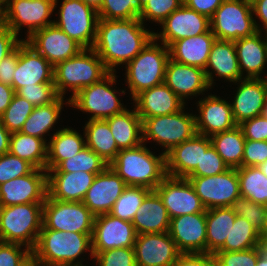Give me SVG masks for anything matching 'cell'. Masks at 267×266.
<instances>
[{"label": "cell", "instance_id": "63", "mask_svg": "<svg viewBox=\"0 0 267 266\" xmlns=\"http://www.w3.org/2000/svg\"><path fill=\"white\" fill-rule=\"evenodd\" d=\"M82 1L85 2L87 5L93 7L97 11L100 9L103 2V0H82Z\"/></svg>", "mask_w": 267, "mask_h": 266}, {"label": "cell", "instance_id": "33", "mask_svg": "<svg viewBox=\"0 0 267 266\" xmlns=\"http://www.w3.org/2000/svg\"><path fill=\"white\" fill-rule=\"evenodd\" d=\"M119 150L133 148L143 143L142 119L134 110L125 109L122 113L106 119Z\"/></svg>", "mask_w": 267, "mask_h": 266}, {"label": "cell", "instance_id": "35", "mask_svg": "<svg viewBox=\"0 0 267 266\" xmlns=\"http://www.w3.org/2000/svg\"><path fill=\"white\" fill-rule=\"evenodd\" d=\"M236 214L231 207H215L206 210V253L215 254L229 237Z\"/></svg>", "mask_w": 267, "mask_h": 266}, {"label": "cell", "instance_id": "8", "mask_svg": "<svg viewBox=\"0 0 267 266\" xmlns=\"http://www.w3.org/2000/svg\"><path fill=\"white\" fill-rule=\"evenodd\" d=\"M143 143L153 140L165 147L164 154L197 134L196 118L192 113L180 110L176 113L142 120Z\"/></svg>", "mask_w": 267, "mask_h": 266}, {"label": "cell", "instance_id": "10", "mask_svg": "<svg viewBox=\"0 0 267 266\" xmlns=\"http://www.w3.org/2000/svg\"><path fill=\"white\" fill-rule=\"evenodd\" d=\"M54 25L78 42L92 48L96 39L98 11L82 0H63Z\"/></svg>", "mask_w": 267, "mask_h": 266}, {"label": "cell", "instance_id": "64", "mask_svg": "<svg viewBox=\"0 0 267 266\" xmlns=\"http://www.w3.org/2000/svg\"><path fill=\"white\" fill-rule=\"evenodd\" d=\"M256 266H267V254L263 250L258 255V261Z\"/></svg>", "mask_w": 267, "mask_h": 266}, {"label": "cell", "instance_id": "15", "mask_svg": "<svg viewBox=\"0 0 267 266\" xmlns=\"http://www.w3.org/2000/svg\"><path fill=\"white\" fill-rule=\"evenodd\" d=\"M137 232L132 222L116 218L111 214L95 216L92 252H102L115 248H134Z\"/></svg>", "mask_w": 267, "mask_h": 266}, {"label": "cell", "instance_id": "18", "mask_svg": "<svg viewBox=\"0 0 267 266\" xmlns=\"http://www.w3.org/2000/svg\"><path fill=\"white\" fill-rule=\"evenodd\" d=\"M47 197V171L35 168L0 185V206L44 202Z\"/></svg>", "mask_w": 267, "mask_h": 266}, {"label": "cell", "instance_id": "39", "mask_svg": "<svg viewBox=\"0 0 267 266\" xmlns=\"http://www.w3.org/2000/svg\"><path fill=\"white\" fill-rule=\"evenodd\" d=\"M63 106L64 97L59 96L50 104L34 107L20 132L47 141L44 136L58 121Z\"/></svg>", "mask_w": 267, "mask_h": 266}, {"label": "cell", "instance_id": "3", "mask_svg": "<svg viewBox=\"0 0 267 266\" xmlns=\"http://www.w3.org/2000/svg\"><path fill=\"white\" fill-rule=\"evenodd\" d=\"M145 144L122 149L109 164L127 186H142L155 190L167 176L165 154L154 155Z\"/></svg>", "mask_w": 267, "mask_h": 266}, {"label": "cell", "instance_id": "9", "mask_svg": "<svg viewBox=\"0 0 267 266\" xmlns=\"http://www.w3.org/2000/svg\"><path fill=\"white\" fill-rule=\"evenodd\" d=\"M116 77V72H109L100 81L79 91L69 100V105L82 112L91 113L90 120H106L113 115L122 113L127 108L118 99L116 92L123 93L122 95L126 92L121 90L120 93L111 88L116 82Z\"/></svg>", "mask_w": 267, "mask_h": 266}, {"label": "cell", "instance_id": "49", "mask_svg": "<svg viewBox=\"0 0 267 266\" xmlns=\"http://www.w3.org/2000/svg\"><path fill=\"white\" fill-rule=\"evenodd\" d=\"M35 167L28 161L12 155L10 152L0 156V185L18 178L23 175L30 174Z\"/></svg>", "mask_w": 267, "mask_h": 266}, {"label": "cell", "instance_id": "26", "mask_svg": "<svg viewBox=\"0 0 267 266\" xmlns=\"http://www.w3.org/2000/svg\"><path fill=\"white\" fill-rule=\"evenodd\" d=\"M164 83L183 101L211 89L205 70L168 60ZM198 94V95H197Z\"/></svg>", "mask_w": 267, "mask_h": 266}, {"label": "cell", "instance_id": "57", "mask_svg": "<svg viewBox=\"0 0 267 266\" xmlns=\"http://www.w3.org/2000/svg\"><path fill=\"white\" fill-rule=\"evenodd\" d=\"M18 62V46L0 62V82L9 86L13 84V75Z\"/></svg>", "mask_w": 267, "mask_h": 266}, {"label": "cell", "instance_id": "22", "mask_svg": "<svg viewBox=\"0 0 267 266\" xmlns=\"http://www.w3.org/2000/svg\"><path fill=\"white\" fill-rule=\"evenodd\" d=\"M168 233L181 253H206V212L170 219Z\"/></svg>", "mask_w": 267, "mask_h": 266}, {"label": "cell", "instance_id": "60", "mask_svg": "<svg viewBox=\"0 0 267 266\" xmlns=\"http://www.w3.org/2000/svg\"><path fill=\"white\" fill-rule=\"evenodd\" d=\"M253 15L262 23L261 32L267 33V0H251ZM265 31H262V30Z\"/></svg>", "mask_w": 267, "mask_h": 266}, {"label": "cell", "instance_id": "71", "mask_svg": "<svg viewBox=\"0 0 267 266\" xmlns=\"http://www.w3.org/2000/svg\"><path fill=\"white\" fill-rule=\"evenodd\" d=\"M28 266H37L34 262H31Z\"/></svg>", "mask_w": 267, "mask_h": 266}, {"label": "cell", "instance_id": "65", "mask_svg": "<svg viewBox=\"0 0 267 266\" xmlns=\"http://www.w3.org/2000/svg\"><path fill=\"white\" fill-rule=\"evenodd\" d=\"M6 27L5 10L0 8V31Z\"/></svg>", "mask_w": 267, "mask_h": 266}, {"label": "cell", "instance_id": "24", "mask_svg": "<svg viewBox=\"0 0 267 266\" xmlns=\"http://www.w3.org/2000/svg\"><path fill=\"white\" fill-rule=\"evenodd\" d=\"M199 116L196 118L197 133L211 137L234 128L237 124L232 115L231 103L216 95H208L197 103Z\"/></svg>", "mask_w": 267, "mask_h": 266}, {"label": "cell", "instance_id": "41", "mask_svg": "<svg viewBox=\"0 0 267 266\" xmlns=\"http://www.w3.org/2000/svg\"><path fill=\"white\" fill-rule=\"evenodd\" d=\"M240 195L267 206V178L259 167L237 168Z\"/></svg>", "mask_w": 267, "mask_h": 266}, {"label": "cell", "instance_id": "27", "mask_svg": "<svg viewBox=\"0 0 267 266\" xmlns=\"http://www.w3.org/2000/svg\"><path fill=\"white\" fill-rule=\"evenodd\" d=\"M137 114L145 118L168 115L185 110L183 102L164 82L141 91L134 98Z\"/></svg>", "mask_w": 267, "mask_h": 266}, {"label": "cell", "instance_id": "42", "mask_svg": "<svg viewBox=\"0 0 267 266\" xmlns=\"http://www.w3.org/2000/svg\"><path fill=\"white\" fill-rule=\"evenodd\" d=\"M107 166V163L87 146L72 158L62 161L54 169H46L47 172H87L100 173Z\"/></svg>", "mask_w": 267, "mask_h": 266}, {"label": "cell", "instance_id": "61", "mask_svg": "<svg viewBox=\"0 0 267 266\" xmlns=\"http://www.w3.org/2000/svg\"><path fill=\"white\" fill-rule=\"evenodd\" d=\"M15 94V90L12 86L3 84L0 82V116L5 112L10 105L12 98Z\"/></svg>", "mask_w": 267, "mask_h": 266}, {"label": "cell", "instance_id": "68", "mask_svg": "<svg viewBox=\"0 0 267 266\" xmlns=\"http://www.w3.org/2000/svg\"><path fill=\"white\" fill-rule=\"evenodd\" d=\"M262 240H267V217H266V228L264 232L261 234Z\"/></svg>", "mask_w": 267, "mask_h": 266}, {"label": "cell", "instance_id": "58", "mask_svg": "<svg viewBox=\"0 0 267 266\" xmlns=\"http://www.w3.org/2000/svg\"><path fill=\"white\" fill-rule=\"evenodd\" d=\"M23 41L7 26L0 31V62L11 54Z\"/></svg>", "mask_w": 267, "mask_h": 266}, {"label": "cell", "instance_id": "56", "mask_svg": "<svg viewBox=\"0 0 267 266\" xmlns=\"http://www.w3.org/2000/svg\"><path fill=\"white\" fill-rule=\"evenodd\" d=\"M173 266H217L214 254L181 253Z\"/></svg>", "mask_w": 267, "mask_h": 266}, {"label": "cell", "instance_id": "38", "mask_svg": "<svg viewBox=\"0 0 267 266\" xmlns=\"http://www.w3.org/2000/svg\"><path fill=\"white\" fill-rule=\"evenodd\" d=\"M212 146L222 157L228 168H239L243 166V153L245 138L239 125L234 128L214 134L210 137Z\"/></svg>", "mask_w": 267, "mask_h": 266}, {"label": "cell", "instance_id": "50", "mask_svg": "<svg viewBox=\"0 0 267 266\" xmlns=\"http://www.w3.org/2000/svg\"><path fill=\"white\" fill-rule=\"evenodd\" d=\"M262 245L244 251H217V266H256Z\"/></svg>", "mask_w": 267, "mask_h": 266}, {"label": "cell", "instance_id": "4", "mask_svg": "<svg viewBox=\"0 0 267 266\" xmlns=\"http://www.w3.org/2000/svg\"><path fill=\"white\" fill-rule=\"evenodd\" d=\"M108 73L97 53L92 48H84L77 55L54 66L53 82L60 97H64L68 89L72 91L66 102L69 105V100L79 91L100 81Z\"/></svg>", "mask_w": 267, "mask_h": 266}, {"label": "cell", "instance_id": "40", "mask_svg": "<svg viewBox=\"0 0 267 266\" xmlns=\"http://www.w3.org/2000/svg\"><path fill=\"white\" fill-rule=\"evenodd\" d=\"M263 244L261 234L245 218L237 216L219 251H244Z\"/></svg>", "mask_w": 267, "mask_h": 266}, {"label": "cell", "instance_id": "13", "mask_svg": "<svg viewBox=\"0 0 267 266\" xmlns=\"http://www.w3.org/2000/svg\"><path fill=\"white\" fill-rule=\"evenodd\" d=\"M205 209L231 207L240 197L237 169L228 168L225 172L208 177H187Z\"/></svg>", "mask_w": 267, "mask_h": 266}, {"label": "cell", "instance_id": "66", "mask_svg": "<svg viewBox=\"0 0 267 266\" xmlns=\"http://www.w3.org/2000/svg\"><path fill=\"white\" fill-rule=\"evenodd\" d=\"M258 167L263 172L265 177L267 178V161L262 163V164H260Z\"/></svg>", "mask_w": 267, "mask_h": 266}, {"label": "cell", "instance_id": "5", "mask_svg": "<svg viewBox=\"0 0 267 266\" xmlns=\"http://www.w3.org/2000/svg\"><path fill=\"white\" fill-rule=\"evenodd\" d=\"M43 203L0 206V239L32 251L43 226Z\"/></svg>", "mask_w": 267, "mask_h": 266}, {"label": "cell", "instance_id": "55", "mask_svg": "<svg viewBox=\"0 0 267 266\" xmlns=\"http://www.w3.org/2000/svg\"><path fill=\"white\" fill-rule=\"evenodd\" d=\"M246 140L267 141V118L263 115L239 124Z\"/></svg>", "mask_w": 267, "mask_h": 266}, {"label": "cell", "instance_id": "69", "mask_svg": "<svg viewBox=\"0 0 267 266\" xmlns=\"http://www.w3.org/2000/svg\"><path fill=\"white\" fill-rule=\"evenodd\" d=\"M262 250L267 254V240H262Z\"/></svg>", "mask_w": 267, "mask_h": 266}, {"label": "cell", "instance_id": "25", "mask_svg": "<svg viewBox=\"0 0 267 266\" xmlns=\"http://www.w3.org/2000/svg\"><path fill=\"white\" fill-rule=\"evenodd\" d=\"M212 145L210 137L196 134L189 140L173 147L165 154L166 173L176 178H187L200 166L202 150Z\"/></svg>", "mask_w": 267, "mask_h": 266}, {"label": "cell", "instance_id": "34", "mask_svg": "<svg viewBox=\"0 0 267 266\" xmlns=\"http://www.w3.org/2000/svg\"><path fill=\"white\" fill-rule=\"evenodd\" d=\"M84 137L72 128L56 130L47 142V169L56 168L62 161L72 158L86 147Z\"/></svg>", "mask_w": 267, "mask_h": 266}, {"label": "cell", "instance_id": "52", "mask_svg": "<svg viewBox=\"0 0 267 266\" xmlns=\"http://www.w3.org/2000/svg\"><path fill=\"white\" fill-rule=\"evenodd\" d=\"M227 169L228 166L224 163L216 149L211 145L207 150H202L200 166H197L188 177L214 176L225 172Z\"/></svg>", "mask_w": 267, "mask_h": 266}, {"label": "cell", "instance_id": "54", "mask_svg": "<svg viewBox=\"0 0 267 266\" xmlns=\"http://www.w3.org/2000/svg\"><path fill=\"white\" fill-rule=\"evenodd\" d=\"M267 161V141L245 140L243 166L258 167Z\"/></svg>", "mask_w": 267, "mask_h": 266}, {"label": "cell", "instance_id": "14", "mask_svg": "<svg viewBox=\"0 0 267 266\" xmlns=\"http://www.w3.org/2000/svg\"><path fill=\"white\" fill-rule=\"evenodd\" d=\"M167 209L169 218L206 212L193 185L187 178L166 176L155 188Z\"/></svg>", "mask_w": 267, "mask_h": 266}, {"label": "cell", "instance_id": "20", "mask_svg": "<svg viewBox=\"0 0 267 266\" xmlns=\"http://www.w3.org/2000/svg\"><path fill=\"white\" fill-rule=\"evenodd\" d=\"M126 187L123 179L107 166L96 175L82 202L95 216L107 214Z\"/></svg>", "mask_w": 267, "mask_h": 266}, {"label": "cell", "instance_id": "23", "mask_svg": "<svg viewBox=\"0 0 267 266\" xmlns=\"http://www.w3.org/2000/svg\"><path fill=\"white\" fill-rule=\"evenodd\" d=\"M238 87L232 104V115L237 125L262 115L267 100V76L260 79L243 78L235 82Z\"/></svg>", "mask_w": 267, "mask_h": 266}, {"label": "cell", "instance_id": "31", "mask_svg": "<svg viewBox=\"0 0 267 266\" xmlns=\"http://www.w3.org/2000/svg\"><path fill=\"white\" fill-rule=\"evenodd\" d=\"M215 39L216 37L210 29L201 35L177 40L168 47L170 59L205 70Z\"/></svg>", "mask_w": 267, "mask_h": 266}, {"label": "cell", "instance_id": "44", "mask_svg": "<svg viewBox=\"0 0 267 266\" xmlns=\"http://www.w3.org/2000/svg\"><path fill=\"white\" fill-rule=\"evenodd\" d=\"M143 0H103L98 10L99 19L129 20L139 18Z\"/></svg>", "mask_w": 267, "mask_h": 266}, {"label": "cell", "instance_id": "47", "mask_svg": "<svg viewBox=\"0 0 267 266\" xmlns=\"http://www.w3.org/2000/svg\"><path fill=\"white\" fill-rule=\"evenodd\" d=\"M183 4V0H143L142 13L139 19L161 24L173 11Z\"/></svg>", "mask_w": 267, "mask_h": 266}, {"label": "cell", "instance_id": "11", "mask_svg": "<svg viewBox=\"0 0 267 266\" xmlns=\"http://www.w3.org/2000/svg\"><path fill=\"white\" fill-rule=\"evenodd\" d=\"M95 215L83 202L60 201L46 197L43 203V225L47 229L93 233Z\"/></svg>", "mask_w": 267, "mask_h": 266}, {"label": "cell", "instance_id": "59", "mask_svg": "<svg viewBox=\"0 0 267 266\" xmlns=\"http://www.w3.org/2000/svg\"><path fill=\"white\" fill-rule=\"evenodd\" d=\"M224 0H183V4L211 19Z\"/></svg>", "mask_w": 267, "mask_h": 266}, {"label": "cell", "instance_id": "36", "mask_svg": "<svg viewBox=\"0 0 267 266\" xmlns=\"http://www.w3.org/2000/svg\"><path fill=\"white\" fill-rule=\"evenodd\" d=\"M84 127L86 146L98 154L108 165L120 151L109 128L107 120H90Z\"/></svg>", "mask_w": 267, "mask_h": 266}, {"label": "cell", "instance_id": "51", "mask_svg": "<svg viewBox=\"0 0 267 266\" xmlns=\"http://www.w3.org/2000/svg\"><path fill=\"white\" fill-rule=\"evenodd\" d=\"M92 253L97 266H136L134 248H115Z\"/></svg>", "mask_w": 267, "mask_h": 266}, {"label": "cell", "instance_id": "19", "mask_svg": "<svg viewBox=\"0 0 267 266\" xmlns=\"http://www.w3.org/2000/svg\"><path fill=\"white\" fill-rule=\"evenodd\" d=\"M136 266H173L181 252L168 232L137 234Z\"/></svg>", "mask_w": 267, "mask_h": 266}, {"label": "cell", "instance_id": "17", "mask_svg": "<svg viewBox=\"0 0 267 266\" xmlns=\"http://www.w3.org/2000/svg\"><path fill=\"white\" fill-rule=\"evenodd\" d=\"M160 25L162 32H154V38L169 47L173 42L198 36L211 29L210 19L182 4Z\"/></svg>", "mask_w": 267, "mask_h": 266}, {"label": "cell", "instance_id": "37", "mask_svg": "<svg viewBox=\"0 0 267 266\" xmlns=\"http://www.w3.org/2000/svg\"><path fill=\"white\" fill-rule=\"evenodd\" d=\"M47 148V142L41 138L29 136L20 131L10 135L9 152L28 161L37 169H47Z\"/></svg>", "mask_w": 267, "mask_h": 266}, {"label": "cell", "instance_id": "21", "mask_svg": "<svg viewBox=\"0 0 267 266\" xmlns=\"http://www.w3.org/2000/svg\"><path fill=\"white\" fill-rule=\"evenodd\" d=\"M54 66L37 53L24 40L18 45V62L13 75L15 92L23 86L39 83H53Z\"/></svg>", "mask_w": 267, "mask_h": 266}, {"label": "cell", "instance_id": "70", "mask_svg": "<svg viewBox=\"0 0 267 266\" xmlns=\"http://www.w3.org/2000/svg\"><path fill=\"white\" fill-rule=\"evenodd\" d=\"M262 115L265 116L267 118V100L265 102V106L263 108V112H262Z\"/></svg>", "mask_w": 267, "mask_h": 266}, {"label": "cell", "instance_id": "67", "mask_svg": "<svg viewBox=\"0 0 267 266\" xmlns=\"http://www.w3.org/2000/svg\"><path fill=\"white\" fill-rule=\"evenodd\" d=\"M10 0H0V8L2 9H6L8 3H9Z\"/></svg>", "mask_w": 267, "mask_h": 266}, {"label": "cell", "instance_id": "16", "mask_svg": "<svg viewBox=\"0 0 267 266\" xmlns=\"http://www.w3.org/2000/svg\"><path fill=\"white\" fill-rule=\"evenodd\" d=\"M23 40L53 66L72 58L84 49L54 24L33 32Z\"/></svg>", "mask_w": 267, "mask_h": 266}, {"label": "cell", "instance_id": "43", "mask_svg": "<svg viewBox=\"0 0 267 266\" xmlns=\"http://www.w3.org/2000/svg\"><path fill=\"white\" fill-rule=\"evenodd\" d=\"M151 191L149 188L142 186H127L121 196L115 201L109 214L132 222L136 211Z\"/></svg>", "mask_w": 267, "mask_h": 266}, {"label": "cell", "instance_id": "46", "mask_svg": "<svg viewBox=\"0 0 267 266\" xmlns=\"http://www.w3.org/2000/svg\"><path fill=\"white\" fill-rule=\"evenodd\" d=\"M231 208L237 216L245 218L260 234L264 232L267 217L266 205L240 196L233 201Z\"/></svg>", "mask_w": 267, "mask_h": 266}, {"label": "cell", "instance_id": "30", "mask_svg": "<svg viewBox=\"0 0 267 266\" xmlns=\"http://www.w3.org/2000/svg\"><path fill=\"white\" fill-rule=\"evenodd\" d=\"M256 32L234 41L239 68L244 78L260 79L267 63V33ZM246 71V72H245ZM243 76V74H245Z\"/></svg>", "mask_w": 267, "mask_h": 266}, {"label": "cell", "instance_id": "6", "mask_svg": "<svg viewBox=\"0 0 267 266\" xmlns=\"http://www.w3.org/2000/svg\"><path fill=\"white\" fill-rule=\"evenodd\" d=\"M154 37L142 51L126 65V84L131 99L141 91L159 85L165 80V72L170 59L169 48ZM163 45V46H162Z\"/></svg>", "mask_w": 267, "mask_h": 266}, {"label": "cell", "instance_id": "2", "mask_svg": "<svg viewBox=\"0 0 267 266\" xmlns=\"http://www.w3.org/2000/svg\"><path fill=\"white\" fill-rule=\"evenodd\" d=\"M91 236L92 233L58 231L43 225L31 251L32 262L37 266H86L77 259L87 251L93 259Z\"/></svg>", "mask_w": 267, "mask_h": 266}, {"label": "cell", "instance_id": "53", "mask_svg": "<svg viewBox=\"0 0 267 266\" xmlns=\"http://www.w3.org/2000/svg\"><path fill=\"white\" fill-rule=\"evenodd\" d=\"M16 243L0 244V266H28L32 262L31 250Z\"/></svg>", "mask_w": 267, "mask_h": 266}, {"label": "cell", "instance_id": "7", "mask_svg": "<svg viewBox=\"0 0 267 266\" xmlns=\"http://www.w3.org/2000/svg\"><path fill=\"white\" fill-rule=\"evenodd\" d=\"M216 39L236 41L261 32L253 17L251 0H224L210 19Z\"/></svg>", "mask_w": 267, "mask_h": 266}, {"label": "cell", "instance_id": "1", "mask_svg": "<svg viewBox=\"0 0 267 266\" xmlns=\"http://www.w3.org/2000/svg\"><path fill=\"white\" fill-rule=\"evenodd\" d=\"M139 18L129 20L99 19L92 49L109 72L127 65L154 37Z\"/></svg>", "mask_w": 267, "mask_h": 266}, {"label": "cell", "instance_id": "45", "mask_svg": "<svg viewBox=\"0 0 267 266\" xmlns=\"http://www.w3.org/2000/svg\"><path fill=\"white\" fill-rule=\"evenodd\" d=\"M34 106L25 98L14 94L10 105L0 116L4 127L10 132H18L22 129Z\"/></svg>", "mask_w": 267, "mask_h": 266}, {"label": "cell", "instance_id": "62", "mask_svg": "<svg viewBox=\"0 0 267 266\" xmlns=\"http://www.w3.org/2000/svg\"><path fill=\"white\" fill-rule=\"evenodd\" d=\"M11 133L4 127L0 119V156L9 152Z\"/></svg>", "mask_w": 267, "mask_h": 266}, {"label": "cell", "instance_id": "12", "mask_svg": "<svg viewBox=\"0 0 267 266\" xmlns=\"http://www.w3.org/2000/svg\"><path fill=\"white\" fill-rule=\"evenodd\" d=\"M58 0H10L5 9L6 26L17 36L22 27H27V37L33 32L54 23L52 12Z\"/></svg>", "mask_w": 267, "mask_h": 266}, {"label": "cell", "instance_id": "29", "mask_svg": "<svg viewBox=\"0 0 267 266\" xmlns=\"http://www.w3.org/2000/svg\"><path fill=\"white\" fill-rule=\"evenodd\" d=\"M213 73L216 77L224 78L234 84L244 78L239 68L234 41L215 39L213 42L205 68L210 87L215 83Z\"/></svg>", "mask_w": 267, "mask_h": 266}, {"label": "cell", "instance_id": "48", "mask_svg": "<svg viewBox=\"0 0 267 266\" xmlns=\"http://www.w3.org/2000/svg\"><path fill=\"white\" fill-rule=\"evenodd\" d=\"M15 93L25 98L34 107L50 104L59 97L54 82L39 83L34 84V86L26 85L19 88Z\"/></svg>", "mask_w": 267, "mask_h": 266}, {"label": "cell", "instance_id": "28", "mask_svg": "<svg viewBox=\"0 0 267 266\" xmlns=\"http://www.w3.org/2000/svg\"><path fill=\"white\" fill-rule=\"evenodd\" d=\"M99 173L47 172V197L60 201L82 202Z\"/></svg>", "mask_w": 267, "mask_h": 266}, {"label": "cell", "instance_id": "32", "mask_svg": "<svg viewBox=\"0 0 267 266\" xmlns=\"http://www.w3.org/2000/svg\"><path fill=\"white\" fill-rule=\"evenodd\" d=\"M137 234L165 233L169 231L170 218L161 197L152 190L143 200L132 220Z\"/></svg>", "mask_w": 267, "mask_h": 266}]
</instances>
